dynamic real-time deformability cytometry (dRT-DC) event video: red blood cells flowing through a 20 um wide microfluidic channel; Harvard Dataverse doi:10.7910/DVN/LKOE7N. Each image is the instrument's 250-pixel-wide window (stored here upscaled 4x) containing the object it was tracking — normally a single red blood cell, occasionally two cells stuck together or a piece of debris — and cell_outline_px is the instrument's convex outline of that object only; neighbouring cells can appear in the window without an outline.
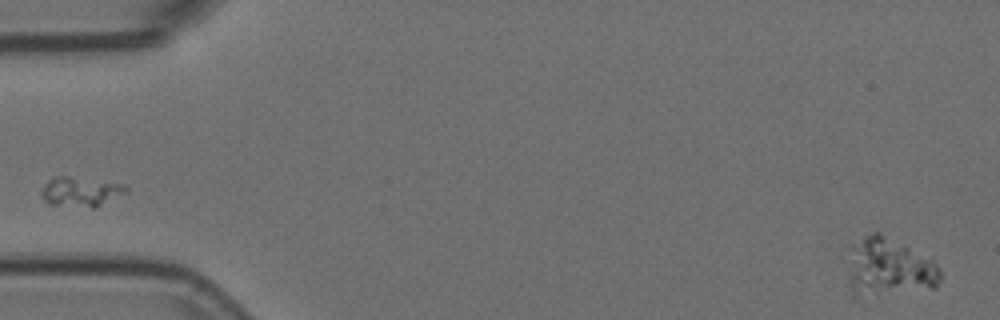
{"species": "Egyptian fruit bat (a non-hibernating species)", "species_latin": "Rousettus aegyptiacus", "temperature_condition": "room temperature", "stored_images_in_passage": 2, "segment_of_instrument_passage": [2, 2], "camera_frame_rate_fps": 3000, "um_per_image_px": 0.085, "animal": {"sex": "female"}, "frame": {"image": 1, "passage_image": 2, "time_ms": 0.333, "image_size_px": [1000, 320], "cell_outline_px": [[940, 280], [936, 288], [852, 288], [848, 280], [848, 276], [856, 248], [864, 236], [876, 232], [880, 232], [932, 256], [940, 268]], "centroid_in_image_um": [75.79, 22.54], "position_along_channel_um": 9.2, "area_um2": 28.26}}